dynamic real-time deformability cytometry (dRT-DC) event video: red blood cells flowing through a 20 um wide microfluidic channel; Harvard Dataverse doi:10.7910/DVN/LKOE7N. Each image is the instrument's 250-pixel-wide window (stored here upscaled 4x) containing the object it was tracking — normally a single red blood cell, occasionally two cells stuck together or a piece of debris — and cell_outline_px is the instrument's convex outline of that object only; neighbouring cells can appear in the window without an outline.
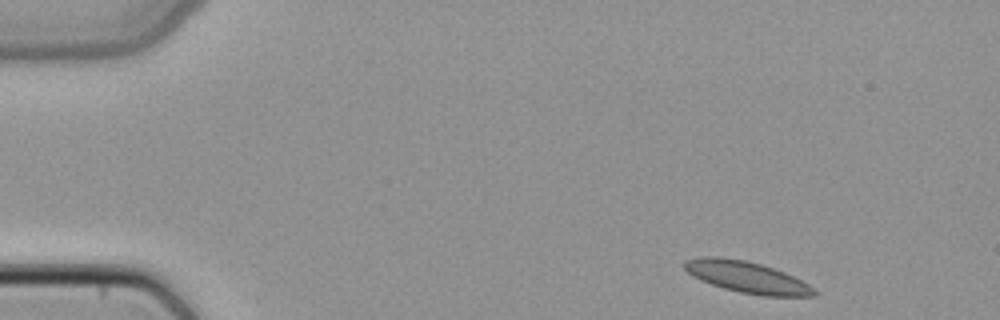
{"species": "common noctule bat (a hibernating species)", "species_latin": "Nyctalus noctula", "temperature_condition": "cold", "stored_images_in_passage": 3, "camera_frame_rate_fps": 3000, "um_per_image_px": 0.085, "animal": {"sex": "female", "body_mass_g": 22.7, "forearm_length_mm": 54.2}, "frame": {"image": 1, "passage_image": 1, "time_ms": 0.0, "image_size_px": [1000, 320], "cell_outline_px": [[820, 292], [816, 296], [764, 296], [740, 292], [724, 288], [700, 280], [692, 276], [684, 268], [684, 260], [700, 256], [720, 256], [744, 260], [760, 264], [784, 272], [808, 284]], "centroid_in_image_um": [63.48, 23.55], "position_along_channel_um": 21.5, "area_um2": 23.76}}